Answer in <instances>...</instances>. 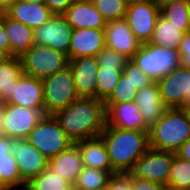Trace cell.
Wrapping results in <instances>:
<instances>
[{"label":"cell","mask_w":190,"mask_h":190,"mask_svg":"<svg viewBox=\"0 0 190 190\" xmlns=\"http://www.w3.org/2000/svg\"><path fill=\"white\" fill-rule=\"evenodd\" d=\"M53 116L74 143L100 136L107 124L104 101L96 98L79 97Z\"/></svg>","instance_id":"1"},{"label":"cell","mask_w":190,"mask_h":190,"mask_svg":"<svg viewBox=\"0 0 190 190\" xmlns=\"http://www.w3.org/2000/svg\"><path fill=\"white\" fill-rule=\"evenodd\" d=\"M100 136L107 148L112 168L117 173H128L150 148L148 132L125 130L106 124Z\"/></svg>","instance_id":"2"},{"label":"cell","mask_w":190,"mask_h":190,"mask_svg":"<svg viewBox=\"0 0 190 190\" xmlns=\"http://www.w3.org/2000/svg\"><path fill=\"white\" fill-rule=\"evenodd\" d=\"M149 147L159 151H176L190 138V123L183 108H167L149 128Z\"/></svg>","instance_id":"3"},{"label":"cell","mask_w":190,"mask_h":190,"mask_svg":"<svg viewBox=\"0 0 190 190\" xmlns=\"http://www.w3.org/2000/svg\"><path fill=\"white\" fill-rule=\"evenodd\" d=\"M130 61L157 82L181 66V55L175 49L147 42L141 45Z\"/></svg>","instance_id":"4"},{"label":"cell","mask_w":190,"mask_h":190,"mask_svg":"<svg viewBox=\"0 0 190 190\" xmlns=\"http://www.w3.org/2000/svg\"><path fill=\"white\" fill-rule=\"evenodd\" d=\"M42 85L45 115H53L79 98L69 66L42 79Z\"/></svg>","instance_id":"5"},{"label":"cell","mask_w":190,"mask_h":190,"mask_svg":"<svg viewBox=\"0 0 190 190\" xmlns=\"http://www.w3.org/2000/svg\"><path fill=\"white\" fill-rule=\"evenodd\" d=\"M23 73L44 79L68 66V56L62 51L34 44L21 56Z\"/></svg>","instance_id":"6"},{"label":"cell","mask_w":190,"mask_h":190,"mask_svg":"<svg viewBox=\"0 0 190 190\" xmlns=\"http://www.w3.org/2000/svg\"><path fill=\"white\" fill-rule=\"evenodd\" d=\"M26 139L47 159L58 155L74 144L53 115H44Z\"/></svg>","instance_id":"7"},{"label":"cell","mask_w":190,"mask_h":190,"mask_svg":"<svg viewBox=\"0 0 190 190\" xmlns=\"http://www.w3.org/2000/svg\"><path fill=\"white\" fill-rule=\"evenodd\" d=\"M172 160L173 152L149 148L127 174L167 186Z\"/></svg>","instance_id":"8"},{"label":"cell","mask_w":190,"mask_h":190,"mask_svg":"<svg viewBox=\"0 0 190 190\" xmlns=\"http://www.w3.org/2000/svg\"><path fill=\"white\" fill-rule=\"evenodd\" d=\"M157 84L167 108L190 107V69L179 66Z\"/></svg>","instance_id":"9"},{"label":"cell","mask_w":190,"mask_h":190,"mask_svg":"<svg viewBox=\"0 0 190 190\" xmlns=\"http://www.w3.org/2000/svg\"><path fill=\"white\" fill-rule=\"evenodd\" d=\"M156 0L128 5L124 19L141 44L151 40L156 22L160 16Z\"/></svg>","instance_id":"10"},{"label":"cell","mask_w":190,"mask_h":190,"mask_svg":"<svg viewBox=\"0 0 190 190\" xmlns=\"http://www.w3.org/2000/svg\"><path fill=\"white\" fill-rule=\"evenodd\" d=\"M73 28L63 15L53 17L34 29V43L69 54Z\"/></svg>","instance_id":"11"},{"label":"cell","mask_w":190,"mask_h":190,"mask_svg":"<svg viewBox=\"0 0 190 190\" xmlns=\"http://www.w3.org/2000/svg\"><path fill=\"white\" fill-rule=\"evenodd\" d=\"M4 115L5 136L13 140L26 139L45 115L42 111L7 104Z\"/></svg>","instance_id":"12"},{"label":"cell","mask_w":190,"mask_h":190,"mask_svg":"<svg viewBox=\"0 0 190 190\" xmlns=\"http://www.w3.org/2000/svg\"><path fill=\"white\" fill-rule=\"evenodd\" d=\"M75 87L79 97L97 99V77L100 66L96 56L69 60Z\"/></svg>","instance_id":"13"},{"label":"cell","mask_w":190,"mask_h":190,"mask_svg":"<svg viewBox=\"0 0 190 190\" xmlns=\"http://www.w3.org/2000/svg\"><path fill=\"white\" fill-rule=\"evenodd\" d=\"M104 37L105 47L115 50L129 60L142 45L124 18L106 22Z\"/></svg>","instance_id":"14"},{"label":"cell","mask_w":190,"mask_h":190,"mask_svg":"<svg viewBox=\"0 0 190 190\" xmlns=\"http://www.w3.org/2000/svg\"><path fill=\"white\" fill-rule=\"evenodd\" d=\"M12 152L25 183L48 167L49 159L30 144L27 139H16Z\"/></svg>","instance_id":"15"},{"label":"cell","mask_w":190,"mask_h":190,"mask_svg":"<svg viewBox=\"0 0 190 190\" xmlns=\"http://www.w3.org/2000/svg\"><path fill=\"white\" fill-rule=\"evenodd\" d=\"M104 104L108 126L125 130L149 132V127L143 122L142 114L135 101Z\"/></svg>","instance_id":"16"},{"label":"cell","mask_w":190,"mask_h":190,"mask_svg":"<svg viewBox=\"0 0 190 190\" xmlns=\"http://www.w3.org/2000/svg\"><path fill=\"white\" fill-rule=\"evenodd\" d=\"M7 104L18 105L28 109L40 110L44 113L42 79L23 73L14 86L12 96Z\"/></svg>","instance_id":"17"},{"label":"cell","mask_w":190,"mask_h":190,"mask_svg":"<svg viewBox=\"0 0 190 190\" xmlns=\"http://www.w3.org/2000/svg\"><path fill=\"white\" fill-rule=\"evenodd\" d=\"M105 47L104 29H74L68 59L97 56Z\"/></svg>","instance_id":"18"},{"label":"cell","mask_w":190,"mask_h":190,"mask_svg":"<svg viewBox=\"0 0 190 190\" xmlns=\"http://www.w3.org/2000/svg\"><path fill=\"white\" fill-rule=\"evenodd\" d=\"M63 16L73 29H104L106 21L92 2L74 1Z\"/></svg>","instance_id":"19"},{"label":"cell","mask_w":190,"mask_h":190,"mask_svg":"<svg viewBox=\"0 0 190 190\" xmlns=\"http://www.w3.org/2000/svg\"><path fill=\"white\" fill-rule=\"evenodd\" d=\"M5 13L13 20L19 21L32 29L40 27L54 15L45 4L22 0H16L5 10Z\"/></svg>","instance_id":"20"},{"label":"cell","mask_w":190,"mask_h":190,"mask_svg":"<svg viewBox=\"0 0 190 190\" xmlns=\"http://www.w3.org/2000/svg\"><path fill=\"white\" fill-rule=\"evenodd\" d=\"M135 102L142 114L143 122L149 128L160 119L167 109L162 101L157 82L138 90Z\"/></svg>","instance_id":"21"},{"label":"cell","mask_w":190,"mask_h":190,"mask_svg":"<svg viewBox=\"0 0 190 190\" xmlns=\"http://www.w3.org/2000/svg\"><path fill=\"white\" fill-rule=\"evenodd\" d=\"M48 167L74 186L79 173L84 168L78 146L74 143L68 149L50 158Z\"/></svg>","instance_id":"22"},{"label":"cell","mask_w":190,"mask_h":190,"mask_svg":"<svg viewBox=\"0 0 190 190\" xmlns=\"http://www.w3.org/2000/svg\"><path fill=\"white\" fill-rule=\"evenodd\" d=\"M75 144L79 148L85 167L109 171L112 175L117 174L112 168L107 148L101 136L78 141Z\"/></svg>","instance_id":"23"},{"label":"cell","mask_w":190,"mask_h":190,"mask_svg":"<svg viewBox=\"0 0 190 190\" xmlns=\"http://www.w3.org/2000/svg\"><path fill=\"white\" fill-rule=\"evenodd\" d=\"M14 141L5 135L0 136V177L7 187L24 190L26 183L12 152Z\"/></svg>","instance_id":"24"},{"label":"cell","mask_w":190,"mask_h":190,"mask_svg":"<svg viewBox=\"0 0 190 190\" xmlns=\"http://www.w3.org/2000/svg\"><path fill=\"white\" fill-rule=\"evenodd\" d=\"M4 29L10 42V55L20 57L34 43V29L13 20L4 11Z\"/></svg>","instance_id":"25"},{"label":"cell","mask_w":190,"mask_h":190,"mask_svg":"<svg viewBox=\"0 0 190 190\" xmlns=\"http://www.w3.org/2000/svg\"><path fill=\"white\" fill-rule=\"evenodd\" d=\"M177 27L160 14L149 42L153 45L167 46L179 51L185 32Z\"/></svg>","instance_id":"26"},{"label":"cell","mask_w":190,"mask_h":190,"mask_svg":"<svg viewBox=\"0 0 190 190\" xmlns=\"http://www.w3.org/2000/svg\"><path fill=\"white\" fill-rule=\"evenodd\" d=\"M23 75L20 57H12L5 64L0 65V99L7 101L13 94L14 86Z\"/></svg>","instance_id":"27"},{"label":"cell","mask_w":190,"mask_h":190,"mask_svg":"<svg viewBox=\"0 0 190 190\" xmlns=\"http://www.w3.org/2000/svg\"><path fill=\"white\" fill-rule=\"evenodd\" d=\"M73 186L47 167L36 177L26 182L24 190H70Z\"/></svg>","instance_id":"28"},{"label":"cell","mask_w":190,"mask_h":190,"mask_svg":"<svg viewBox=\"0 0 190 190\" xmlns=\"http://www.w3.org/2000/svg\"><path fill=\"white\" fill-rule=\"evenodd\" d=\"M173 190H190V161L173 152L168 185Z\"/></svg>","instance_id":"29"},{"label":"cell","mask_w":190,"mask_h":190,"mask_svg":"<svg viewBox=\"0 0 190 190\" xmlns=\"http://www.w3.org/2000/svg\"><path fill=\"white\" fill-rule=\"evenodd\" d=\"M111 176L112 174L109 171L84 166L73 187L76 190H95L104 188L108 185Z\"/></svg>","instance_id":"30"},{"label":"cell","mask_w":190,"mask_h":190,"mask_svg":"<svg viewBox=\"0 0 190 190\" xmlns=\"http://www.w3.org/2000/svg\"><path fill=\"white\" fill-rule=\"evenodd\" d=\"M160 11L169 22L178 26L179 30L185 33L190 31V4L173 3L163 6Z\"/></svg>","instance_id":"31"},{"label":"cell","mask_w":190,"mask_h":190,"mask_svg":"<svg viewBox=\"0 0 190 190\" xmlns=\"http://www.w3.org/2000/svg\"><path fill=\"white\" fill-rule=\"evenodd\" d=\"M124 69L100 68L97 79V99L105 101L116 88Z\"/></svg>","instance_id":"32"},{"label":"cell","mask_w":190,"mask_h":190,"mask_svg":"<svg viewBox=\"0 0 190 190\" xmlns=\"http://www.w3.org/2000/svg\"><path fill=\"white\" fill-rule=\"evenodd\" d=\"M138 90L135 88L131 78H128L123 72L113 93L104 101V103H126L135 101Z\"/></svg>","instance_id":"33"},{"label":"cell","mask_w":190,"mask_h":190,"mask_svg":"<svg viewBox=\"0 0 190 190\" xmlns=\"http://www.w3.org/2000/svg\"><path fill=\"white\" fill-rule=\"evenodd\" d=\"M92 3L106 22L124 18L128 7L124 0H93Z\"/></svg>","instance_id":"34"},{"label":"cell","mask_w":190,"mask_h":190,"mask_svg":"<svg viewBox=\"0 0 190 190\" xmlns=\"http://www.w3.org/2000/svg\"><path fill=\"white\" fill-rule=\"evenodd\" d=\"M96 57L100 68L124 69L130 61L125 56L108 47H104Z\"/></svg>","instance_id":"35"},{"label":"cell","mask_w":190,"mask_h":190,"mask_svg":"<svg viewBox=\"0 0 190 190\" xmlns=\"http://www.w3.org/2000/svg\"><path fill=\"white\" fill-rule=\"evenodd\" d=\"M123 73L128 78H131L137 90L147 87L153 83V81L139 67L134 65L131 61H129L126 64L123 70Z\"/></svg>","instance_id":"36"},{"label":"cell","mask_w":190,"mask_h":190,"mask_svg":"<svg viewBox=\"0 0 190 190\" xmlns=\"http://www.w3.org/2000/svg\"><path fill=\"white\" fill-rule=\"evenodd\" d=\"M108 190H133L132 177L127 173H117L110 177L107 185Z\"/></svg>","instance_id":"37"},{"label":"cell","mask_w":190,"mask_h":190,"mask_svg":"<svg viewBox=\"0 0 190 190\" xmlns=\"http://www.w3.org/2000/svg\"><path fill=\"white\" fill-rule=\"evenodd\" d=\"M181 66L190 69V31L186 32L179 47Z\"/></svg>","instance_id":"38"},{"label":"cell","mask_w":190,"mask_h":190,"mask_svg":"<svg viewBox=\"0 0 190 190\" xmlns=\"http://www.w3.org/2000/svg\"><path fill=\"white\" fill-rule=\"evenodd\" d=\"M132 189L133 190H169L165 185H161L148 180L132 177Z\"/></svg>","instance_id":"39"},{"label":"cell","mask_w":190,"mask_h":190,"mask_svg":"<svg viewBox=\"0 0 190 190\" xmlns=\"http://www.w3.org/2000/svg\"><path fill=\"white\" fill-rule=\"evenodd\" d=\"M75 0H45V5L54 15H63Z\"/></svg>","instance_id":"40"},{"label":"cell","mask_w":190,"mask_h":190,"mask_svg":"<svg viewBox=\"0 0 190 190\" xmlns=\"http://www.w3.org/2000/svg\"><path fill=\"white\" fill-rule=\"evenodd\" d=\"M0 50L10 54V42L4 29V11H0Z\"/></svg>","instance_id":"41"},{"label":"cell","mask_w":190,"mask_h":190,"mask_svg":"<svg viewBox=\"0 0 190 190\" xmlns=\"http://www.w3.org/2000/svg\"><path fill=\"white\" fill-rule=\"evenodd\" d=\"M180 158H184L190 161V138L186 140L182 146L175 153Z\"/></svg>","instance_id":"42"},{"label":"cell","mask_w":190,"mask_h":190,"mask_svg":"<svg viewBox=\"0 0 190 190\" xmlns=\"http://www.w3.org/2000/svg\"><path fill=\"white\" fill-rule=\"evenodd\" d=\"M6 101L0 99V136L5 135L4 132V115H5Z\"/></svg>","instance_id":"43"},{"label":"cell","mask_w":190,"mask_h":190,"mask_svg":"<svg viewBox=\"0 0 190 190\" xmlns=\"http://www.w3.org/2000/svg\"><path fill=\"white\" fill-rule=\"evenodd\" d=\"M157 4L159 5L160 9L165 5H170L173 3H187L190 4V0H156Z\"/></svg>","instance_id":"44"},{"label":"cell","mask_w":190,"mask_h":190,"mask_svg":"<svg viewBox=\"0 0 190 190\" xmlns=\"http://www.w3.org/2000/svg\"><path fill=\"white\" fill-rule=\"evenodd\" d=\"M11 58L12 56L7 51L0 50V65L5 64Z\"/></svg>","instance_id":"45"},{"label":"cell","mask_w":190,"mask_h":190,"mask_svg":"<svg viewBox=\"0 0 190 190\" xmlns=\"http://www.w3.org/2000/svg\"><path fill=\"white\" fill-rule=\"evenodd\" d=\"M16 0H0V11H5L11 6Z\"/></svg>","instance_id":"46"},{"label":"cell","mask_w":190,"mask_h":190,"mask_svg":"<svg viewBox=\"0 0 190 190\" xmlns=\"http://www.w3.org/2000/svg\"><path fill=\"white\" fill-rule=\"evenodd\" d=\"M127 5L135 4V3H142L146 1H151V0H124Z\"/></svg>","instance_id":"47"},{"label":"cell","mask_w":190,"mask_h":190,"mask_svg":"<svg viewBox=\"0 0 190 190\" xmlns=\"http://www.w3.org/2000/svg\"><path fill=\"white\" fill-rule=\"evenodd\" d=\"M22 1H27L31 3H37V4H45V0H22Z\"/></svg>","instance_id":"48"},{"label":"cell","mask_w":190,"mask_h":190,"mask_svg":"<svg viewBox=\"0 0 190 190\" xmlns=\"http://www.w3.org/2000/svg\"><path fill=\"white\" fill-rule=\"evenodd\" d=\"M184 112L186 113V116L188 118V121L190 123V107H184Z\"/></svg>","instance_id":"49"},{"label":"cell","mask_w":190,"mask_h":190,"mask_svg":"<svg viewBox=\"0 0 190 190\" xmlns=\"http://www.w3.org/2000/svg\"><path fill=\"white\" fill-rule=\"evenodd\" d=\"M7 186L2 182L0 177V189L6 188Z\"/></svg>","instance_id":"50"},{"label":"cell","mask_w":190,"mask_h":190,"mask_svg":"<svg viewBox=\"0 0 190 190\" xmlns=\"http://www.w3.org/2000/svg\"><path fill=\"white\" fill-rule=\"evenodd\" d=\"M0 190H19V189L12 188V187H6V188L0 189Z\"/></svg>","instance_id":"51"},{"label":"cell","mask_w":190,"mask_h":190,"mask_svg":"<svg viewBox=\"0 0 190 190\" xmlns=\"http://www.w3.org/2000/svg\"><path fill=\"white\" fill-rule=\"evenodd\" d=\"M95 190H108V189H107V186H106L104 188H99V189H95Z\"/></svg>","instance_id":"52"},{"label":"cell","mask_w":190,"mask_h":190,"mask_svg":"<svg viewBox=\"0 0 190 190\" xmlns=\"http://www.w3.org/2000/svg\"><path fill=\"white\" fill-rule=\"evenodd\" d=\"M75 1H87V2H92L93 0H75Z\"/></svg>","instance_id":"53"}]
</instances>
